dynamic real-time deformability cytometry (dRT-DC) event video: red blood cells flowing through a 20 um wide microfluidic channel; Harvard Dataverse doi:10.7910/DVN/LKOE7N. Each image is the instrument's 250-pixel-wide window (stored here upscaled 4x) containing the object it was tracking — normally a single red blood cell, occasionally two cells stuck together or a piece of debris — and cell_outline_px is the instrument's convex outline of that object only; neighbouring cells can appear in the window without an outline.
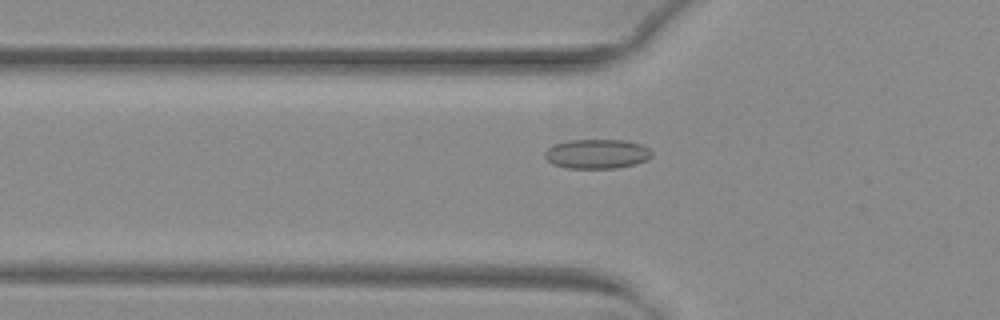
{"species": "common noctule bat (a hibernating species)", "species_latin": "Nyctalus noctula", "temperature_condition": "warm", "stored_images_in_passage": 52, "camera_frame_rate_fps": 3000, "um_per_image_px": 0.085, "animal": {"sex": "female", "body_mass_g": 29.2, "forearm_length_mm": 56.3}, "frame": {"image": 1, "passage_image": 19, "time_ms": 6.0, "image_size_px": [1000, 320], "cell_outline_px": [[652, 156], [636, 164], [616, 168], [568, 168], [552, 164], [544, 156], [544, 152], [552, 144], [568, 140], [624, 140], [640, 144], [648, 148], [652, 152]], "centroid_in_image_um": [50.71, 13.07], "position_along_channel_um": 75.1, "area_um2": 18.38}}
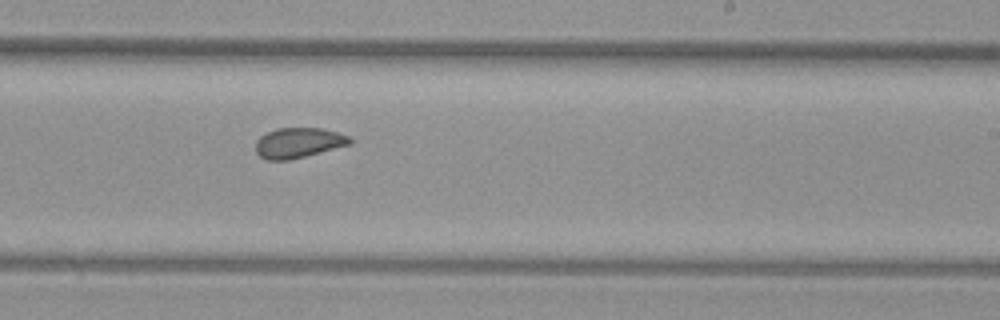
{"frame": {"image": 2, "passage_image": 33, "time_ms": 10.667, "image_size_px": [1000, 320], "cell_outline_px": [[352, 144], [288, 160], [268, 160], [260, 156], [256, 152], [256, 140], [260, 136], [276, 128], [324, 128], [352, 136]], "centroid_in_image_um": [25.4, 12.12], "position_along_channel_um": 263.6, "area_um2": 16.65}}
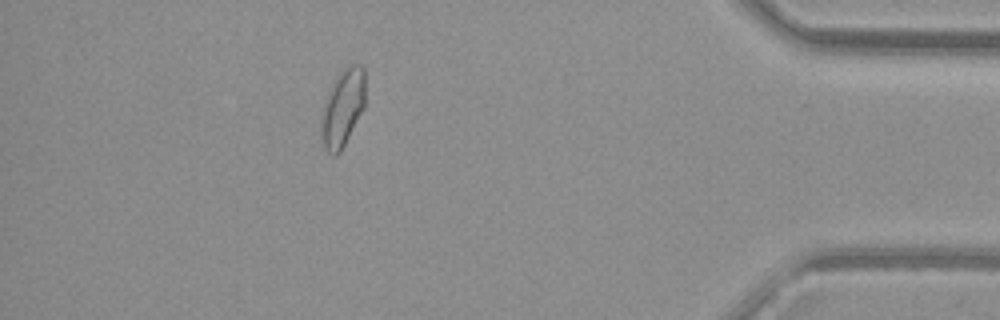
{"frame": {"image": 3, "passage_image": 47, "time_ms": 15.333, "image_size_px": [1000, 320], "cell_outline_px": [[364, 108], [340, 152], [336, 156], [332, 156], [324, 148], [320, 136], [320, 124], [324, 104], [328, 92], [336, 76], [348, 64], [360, 64], [364, 68]], "centroid_in_image_um": [29.11, 9.18], "position_along_channel_um": 406.1, "area_um2": 19.88}, "authors_computed_cell_mechanics": {"area_um2": 18.1781, "velocity_mm_per_s": 4.0362, "shape_relaxation_time_tau1_ms": null, "shape_relaxation_time_tau2_ms": 1.23, "deformation_change_tau1": null, "deformation_change_tau2": 0.0655}}